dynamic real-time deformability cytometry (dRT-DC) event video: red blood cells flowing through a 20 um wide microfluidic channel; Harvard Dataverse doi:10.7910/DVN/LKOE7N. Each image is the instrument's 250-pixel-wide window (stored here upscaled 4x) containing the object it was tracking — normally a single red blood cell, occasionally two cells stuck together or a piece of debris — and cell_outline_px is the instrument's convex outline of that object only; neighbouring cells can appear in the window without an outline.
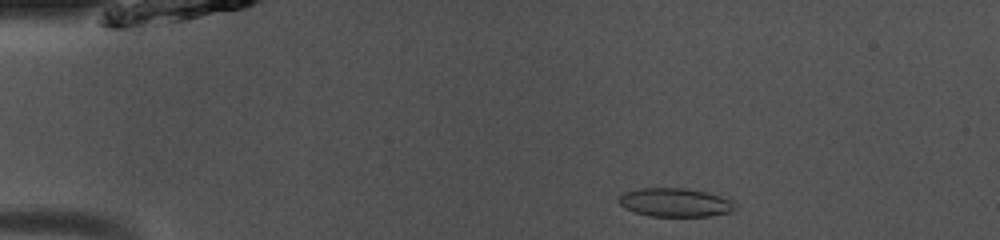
{"species": "common noctule bat (a hibernating species)", "species_latin": "Nyctalus noctula", "temperature_condition": "room temperature", "stored_images_in_passage": 41, "camera_frame_rate_fps": 3000, "um_per_image_px": 0.085, "animal": {"sex": "male", "body_mass_g": 13.0, "forearm_length_mm": 53.1}, "frame": {"image": 1, "passage_image": 1, "time_ms": 0.0, "image_size_px": [1000, 240], "cell_outline_px": [[740, 208], [732, 212], [712, 216], [648, 216], [624, 208], [616, 200], [624, 192], [640, 188], [684, 188], [708, 192], [732, 200]], "centroid_in_image_um": [57.43, 17.21], "position_along_channel_um": 27.6, "area_um2": 19.71}}
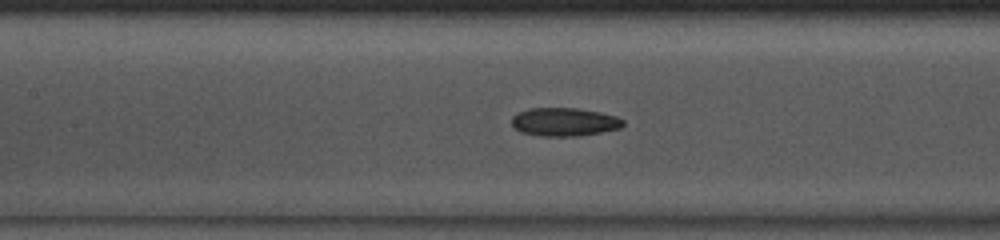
{"frame": {"image": 2, "passage_image": 15, "time_ms": 4.667, "image_size_px": [1000, 240], "cell_outline_px": [[624, 124], [620, 128], [600, 132], [576, 136], [540, 136], [520, 132], [512, 124], [512, 116], [516, 112], [528, 108], [576, 108], [600, 112], [616, 116], [624, 120]], "centroid_in_image_um": [47.94, 10.35], "position_along_channel_um": 159.5, "area_um2": 18.44}}
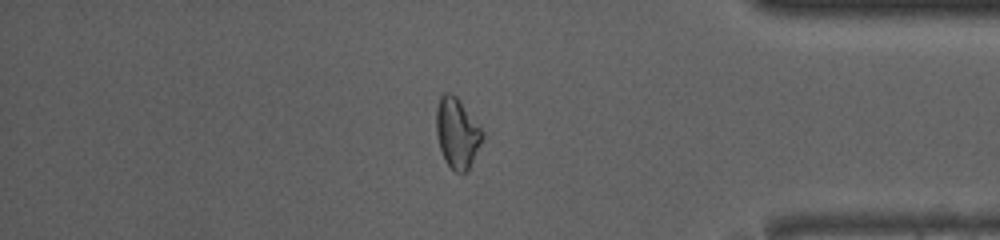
{"frame": {"image": 3, "passage_image": 34, "time_ms": 11.0, "image_size_px": [1000, 240], "cell_outline_px": [[484, 136], [468, 172], [456, 172], [444, 160], [440, 148], [436, 132], [436, 108], [440, 96], [444, 92], [448, 92], [456, 96], [484, 132]], "centroid_in_image_um": [38.85, 11.31], "position_along_channel_um": 396.4, "area_um2": 18.79}, "authors_computed_cell_mechanics": {"area_um2": 18.5538, "velocity_mm_per_s": 4.0957, "shape_relaxation_time_tau1_ms": null, "shape_relaxation_time_tau2_ms": 4.1554, "deformation_change_tau1": null, "deformation_change_tau2": 0.1145}}